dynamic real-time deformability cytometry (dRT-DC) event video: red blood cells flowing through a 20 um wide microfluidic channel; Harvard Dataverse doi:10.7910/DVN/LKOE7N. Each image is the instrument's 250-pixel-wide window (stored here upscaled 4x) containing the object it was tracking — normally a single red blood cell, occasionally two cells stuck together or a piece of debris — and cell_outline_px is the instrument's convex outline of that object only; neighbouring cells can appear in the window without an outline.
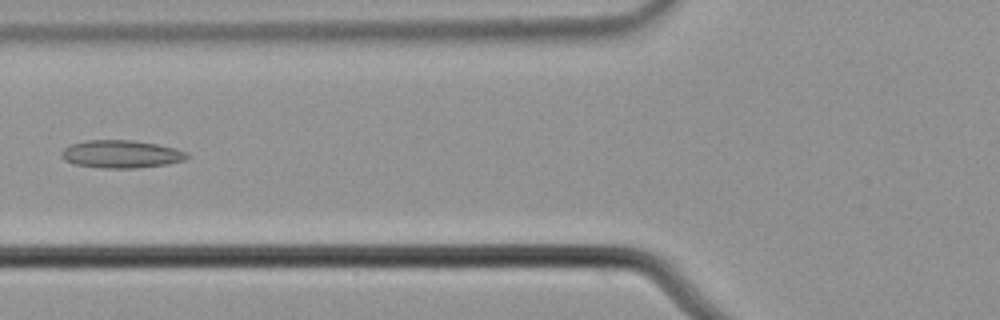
{"species": "common noctule bat (a hibernating species)", "species_latin": "Nyctalus noctula", "temperature_condition": "cold", "stored_images_in_passage": 9, "camera_frame_rate_fps": 3000, "um_per_image_px": 0.085, "animal": {"sex": "male", "body_mass_g": 21.5, "forearm_length_mm": 52.0}, "frame": {"image": 1, "passage_image": 6, "time_ms": 1.667, "image_size_px": [1000, 320], "cell_outline_px": [[188, 156], [184, 160], [168, 164], [136, 168], [104, 168], [76, 164], [64, 160], [60, 156], [60, 152], [64, 148], [72, 144], [88, 140], [132, 140], [156, 144], [176, 148], [188, 152]], "centroid_in_image_um": [10.31, 13.1], "position_along_channel_um": 115.5, "area_um2": 20.29}}
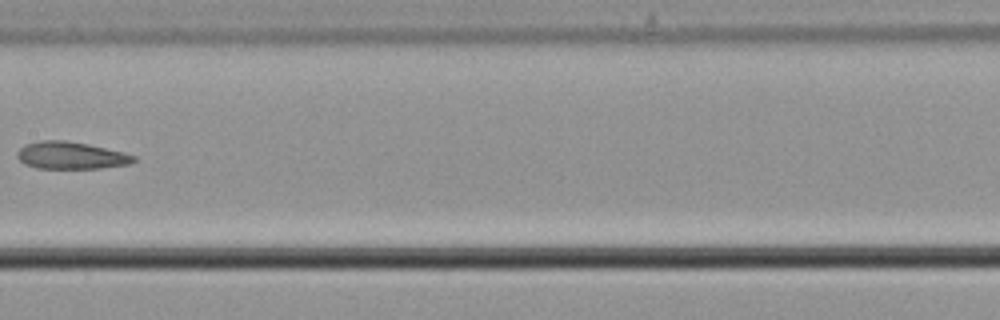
{"frame": {"image": 2, "passage_image": 8, "time_ms": 2.333, "image_size_px": [1000, 320], "cell_outline_px": [[136, 160], [132, 164], [100, 168], [36, 168], [24, 164], [16, 156], [16, 152], [24, 144], [40, 140], [64, 140], [88, 144], [124, 152], [136, 156]], "centroid_in_image_um": [6.03, 13.21], "position_along_channel_um": 201.4, "area_um2": 18.67}}
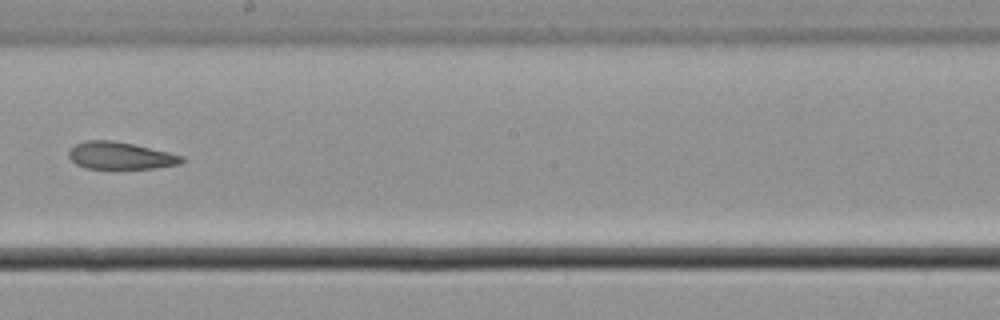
{"frame": {"image": 3, "passage_image": 9, "time_ms": 2.667, "image_size_px": [1000, 320], "cell_outline_px": [[184, 160], [180, 164], [152, 168], [84, 168], [76, 164], [68, 156], [68, 152], [76, 144], [88, 140], [112, 140], [132, 144], [168, 152], [184, 156]], "centroid_in_image_um": [10.22, 13.23], "position_along_channel_um": 238.0, "area_um2": 17.69}}